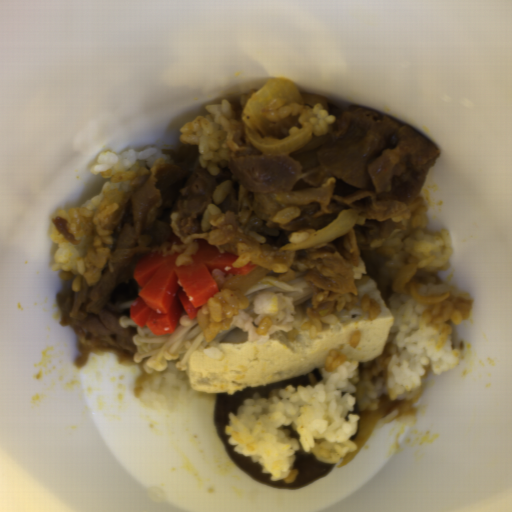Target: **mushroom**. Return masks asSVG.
<instances>
[{
	"instance_id": "1",
	"label": "mushroom",
	"mask_w": 512,
	"mask_h": 512,
	"mask_svg": "<svg viewBox=\"0 0 512 512\" xmlns=\"http://www.w3.org/2000/svg\"><path fill=\"white\" fill-rule=\"evenodd\" d=\"M322 369H315L307 374L265 386L246 388L233 393H217L215 396L213 416L217 433L226 451L236 465L254 480L269 488L287 491L304 488L326 476L335 468L336 464L323 462L311 453L300 452L294 454L293 460V469L297 471L296 479L293 482L272 481L269 473L262 472V466L259 462H252L250 457L235 452L234 447L228 444L227 436L224 431V427L229 423L227 416L230 412L236 413L243 401L252 397L255 393H259L266 398L270 397L271 390L274 388L286 386H314L318 384L323 377Z\"/></svg>"
}]
</instances>
